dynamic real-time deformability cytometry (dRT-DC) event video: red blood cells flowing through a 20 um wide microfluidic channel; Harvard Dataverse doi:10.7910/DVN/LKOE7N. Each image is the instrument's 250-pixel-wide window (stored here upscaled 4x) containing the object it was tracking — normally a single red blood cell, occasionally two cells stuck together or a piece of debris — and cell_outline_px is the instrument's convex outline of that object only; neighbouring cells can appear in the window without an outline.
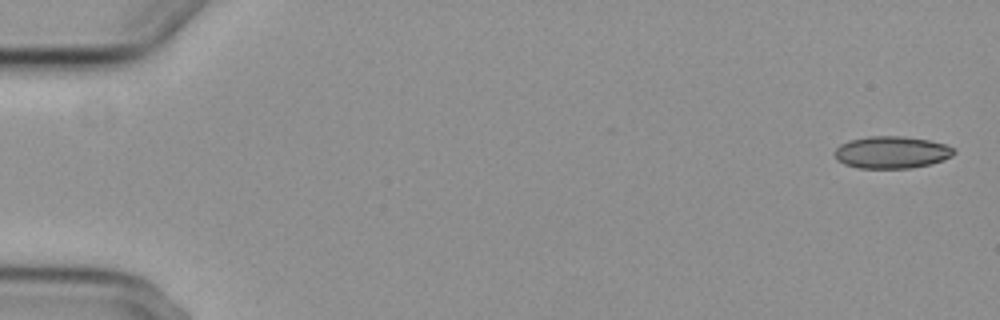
{"species": "common noctule bat (a hibernating species)", "species_latin": "Nyctalus noctula", "temperature_condition": "cold", "stored_images_in_passage": 5, "camera_frame_rate_fps": 3000, "um_per_image_px": 0.085, "animal": {"sex": "female", "body_mass_g": 29.2, "forearm_length_mm": 56.3}, "frame": {"image": 1, "passage_image": 1, "time_ms": 0.0, "image_size_px": [1000, 320], "cell_outline_px": [[956, 152], [952, 156], [944, 160], [928, 164], [908, 168], [860, 168], [844, 164], [836, 160], [836, 148], [840, 144], [848, 140], [868, 136], [904, 136], [928, 140], [944, 144], [952, 148]], "centroid_in_image_um": [75.77, 12.94], "position_along_channel_um": 9.2, "area_um2": 22.25}}